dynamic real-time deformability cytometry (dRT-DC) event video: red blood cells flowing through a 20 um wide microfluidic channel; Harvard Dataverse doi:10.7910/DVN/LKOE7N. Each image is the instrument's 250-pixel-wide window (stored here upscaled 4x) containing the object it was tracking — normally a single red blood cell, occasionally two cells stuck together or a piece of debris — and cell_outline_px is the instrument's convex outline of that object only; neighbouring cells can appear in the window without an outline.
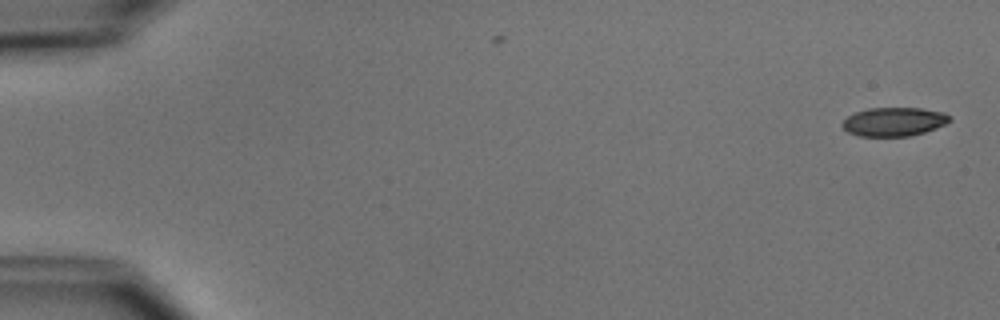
{"species": "common noctule bat (a hibernating species)", "species_latin": "Nyctalus noctula", "temperature_condition": "cold", "stored_images_in_passage": 53, "camera_frame_rate_fps": 3000, "um_per_image_px": 0.085, "animal": {"sex": "male", "body_mass_g": 15.6}, "frame": {"image": 1, "passage_image": 1, "time_ms": 0.0, "image_size_px": [1000, 320], "cell_outline_px": [[952, 120], [936, 128], [924, 132], [908, 136], [860, 136], [848, 132], [840, 124], [848, 116], [856, 112], [868, 108], [920, 108], [944, 112]], "centroid_in_image_um": [75.97, 10.34], "position_along_channel_um": 9.0, "area_um2": 17.86}}
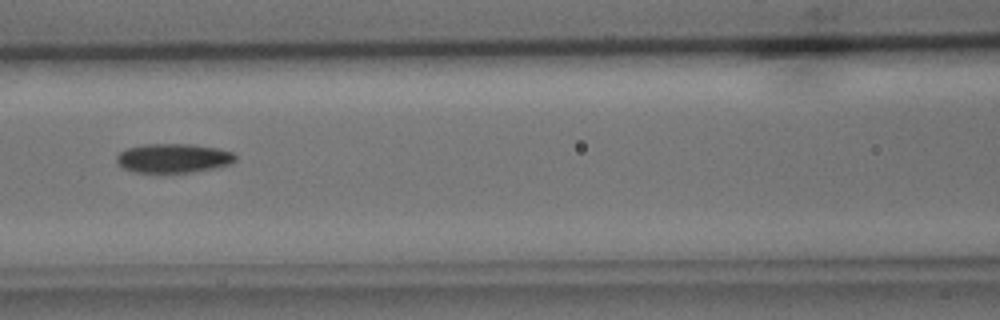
{"frame": {"image": 2, "passage_image": 24, "time_ms": 7.667, "image_size_px": [1000, 320], "cell_outline_px": [[236, 160], [232, 164], [216, 168], [188, 172], [132, 172], [116, 164], [116, 156], [120, 152], [128, 148], [140, 144], [192, 144], [220, 148], [232, 152], [236, 156]], "centroid_in_image_um": [14.74, 13.44], "position_along_channel_um": 151.9, "area_um2": 20.4}}
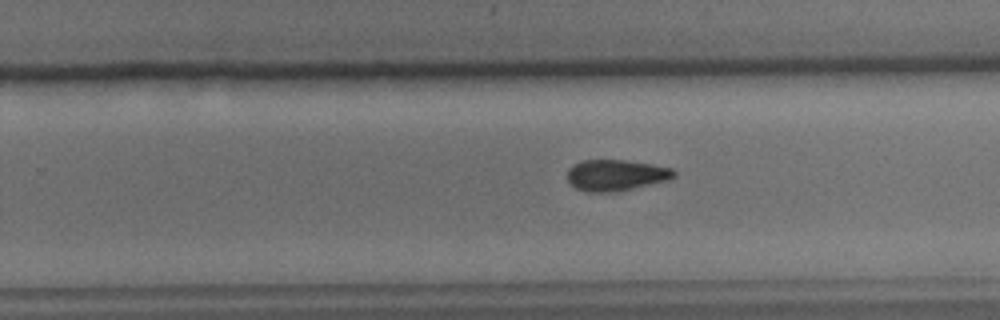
{"frame": {"image": 3, "passage_image": 34, "time_ms": 11.0, "image_size_px": [1000, 320], "cell_outline_px": [[676, 176], [668, 180], [632, 188], [612, 192], [588, 192], [576, 188], [568, 180], [568, 168], [572, 164], [580, 160], [624, 160], [652, 164], [676, 168]], "centroid_in_image_um": [52.37, 14.87], "position_along_channel_um": 277.4, "area_um2": 19.42}, "authors_computed_cell_mechanics": {"area_um2": 19.4208, "velocity_mm_per_s": 3.7808, "shape_relaxation_time_tau1_ms": 5.91, "shape_relaxation_time_tau2_ms": 10.0266, "deformation_change_tau1": 0.1269, "deformation_change_tau2": 0.1772}}